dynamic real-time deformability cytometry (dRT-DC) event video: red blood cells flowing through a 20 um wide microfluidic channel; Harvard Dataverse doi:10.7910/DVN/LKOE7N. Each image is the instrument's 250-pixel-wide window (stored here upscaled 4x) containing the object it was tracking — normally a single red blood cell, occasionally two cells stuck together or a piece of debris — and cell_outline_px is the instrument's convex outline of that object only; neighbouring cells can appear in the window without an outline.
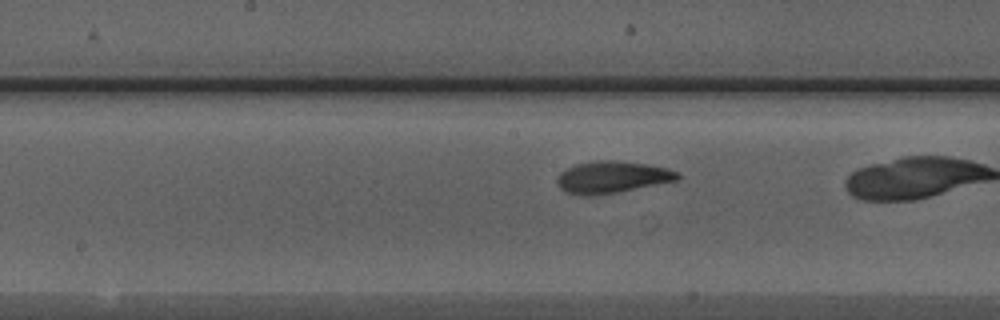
{"species": "Egyptian fruit bat (a non-hibernating species)", "species_latin": "Rousettus aegyptiacus", "temperature_condition": "warm", "stored_images_in_passage": 39, "camera_frame_rate_fps": 3000, "um_per_image_px": 0.085, "animal": {"sex": "male"}, "frame": {"image": 1, "passage_image": 25, "time_ms": 8.0, "image_size_px": [1000, 320], "cell_outline_px": [[680, 180], [616, 192], [592, 196], [580, 196], [564, 192], [556, 184], [556, 180], [560, 172], [576, 164], [596, 160], [612, 160], [648, 164], [668, 168], [680, 172]], "centroid_in_image_um": [52.02, 15.06], "position_along_channel_um": 196.2, "area_um2": 22.66}}